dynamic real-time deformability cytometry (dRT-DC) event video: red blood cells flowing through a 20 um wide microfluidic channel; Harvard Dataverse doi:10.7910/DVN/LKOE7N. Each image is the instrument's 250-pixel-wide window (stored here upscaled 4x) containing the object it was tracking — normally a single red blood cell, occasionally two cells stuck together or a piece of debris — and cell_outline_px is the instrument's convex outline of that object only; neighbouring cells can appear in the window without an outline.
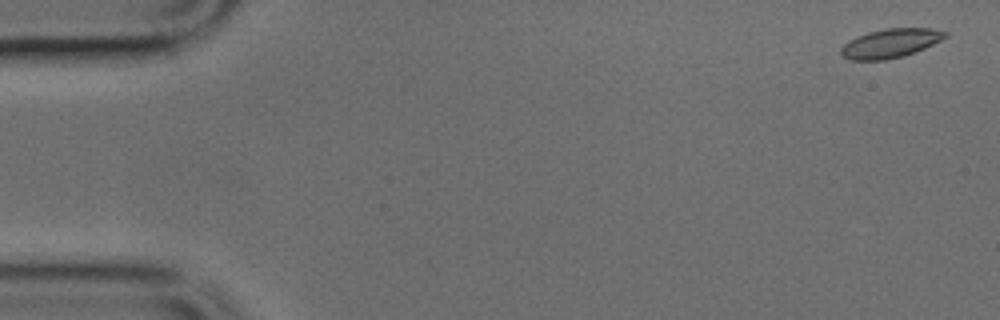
{"species": "common noctule bat (a hibernating species)", "species_latin": "Nyctalus noctula", "temperature_condition": "cold", "stored_images_in_passage": 5, "camera_frame_rate_fps": 3000, "um_per_image_px": 0.085, "animal": {"sex": "male", "body_mass_g": 17.9, "forearm_length_mm": 54.2}, "frame": {"image": 1, "passage_image": 1, "time_ms": 0.0, "image_size_px": [1000, 320], "cell_outline_px": [[948, 36], [924, 48], [900, 56], [884, 60], [852, 60], [844, 56], [840, 52], [840, 48], [848, 40], [856, 36], [868, 32], [888, 28], [932, 28], [948, 32]], "centroid_in_image_um": [75.67, 3.66], "position_along_channel_um": 9.3, "area_um2": 17.4}}
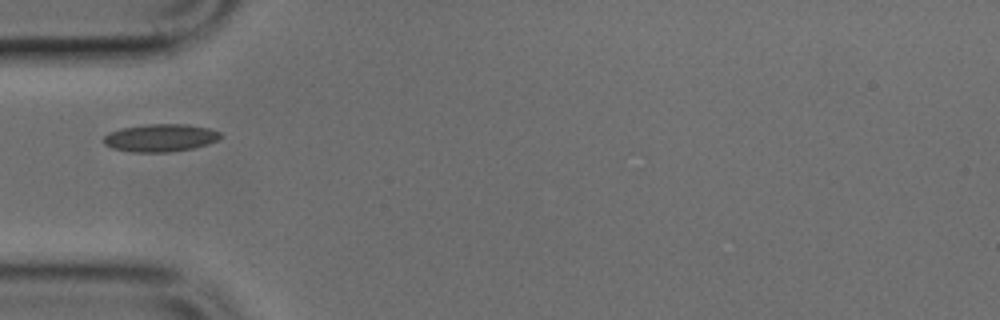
{"frame": {"image": 2, "passage_image": 4, "time_ms": 1.0, "image_size_px": [1000, 320], "cell_outline_px": [[224, 136], [208, 144], [192, 148], [168, 152], [132, 152], [112, 148], [104, 144], [104, 136], [108, 132], [124, 128], [148, 124], [188, 124], [208, 128], [220, 132]], "centroid_in_image_um": [13.64, 11.71], "position_along_channel_um": 71.4, "area_um2": 18.79}}